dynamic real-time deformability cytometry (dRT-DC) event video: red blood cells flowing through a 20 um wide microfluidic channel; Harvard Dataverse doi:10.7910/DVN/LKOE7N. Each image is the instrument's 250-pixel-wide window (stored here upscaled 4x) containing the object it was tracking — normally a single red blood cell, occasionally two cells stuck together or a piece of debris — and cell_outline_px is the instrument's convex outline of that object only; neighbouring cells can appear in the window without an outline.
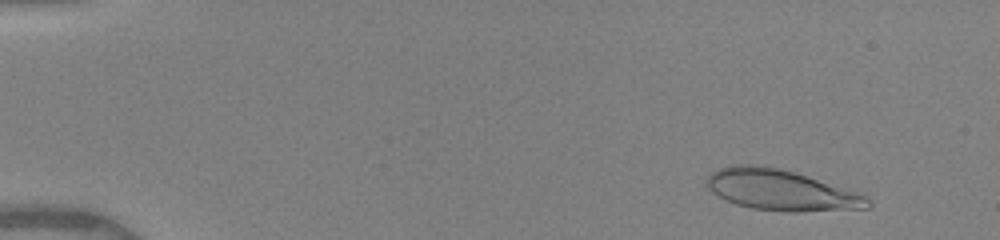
{"species": "human", "species_latin": "Homo sapiens", "temperature_condition": "warm", "stored_images_in_passage": 37, "camera_frame_rate_fps": 3000, "um_per_image_px": 0.085, "donor": {"sex": "female"}, "frame": {"image": 1, "passage_image": 5, "time_ms": 1.333, "image_size_px": [1000, 240], "cell_outline_px": [[872, 208], [796, 212], [792, 212], [752, 208], [736, 204], [712, 192], [704, 184], [704, 180], [712, 172], [720, 168], [732, 164], [756, 164], [780, 168], [860, 192], [872, 204]], "centroid_in_image_um": [66.38, 16.15], "position_along_channel_um": 18.6, "area_um2": 38.32}}
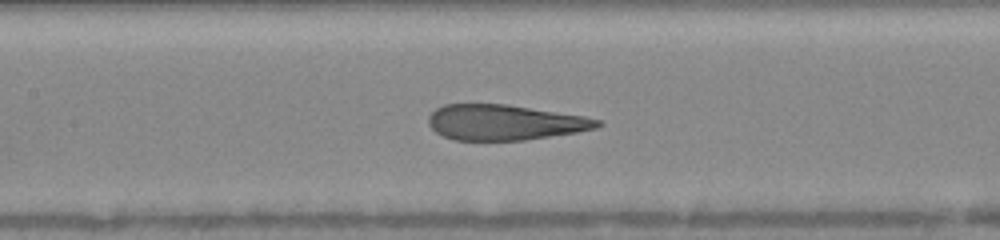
{"frame": {"image": 2, "passage_image": 24, "time_ms": 8.0, "image_size_px": [1000, 240], "cell_outline_px": [[604, 124], [596, 128], [576, 132], [524, 140], [456, 140], [444, 136], [436, 132], [428, 124], [428, 116], [436, 108], [444, 104], [504, 104], [584, 116], [600, 120]], "centroid_in_image_um": [42.88, 10.4], "position_along_channel_um": 164.5, "area_um2": 34.62}}
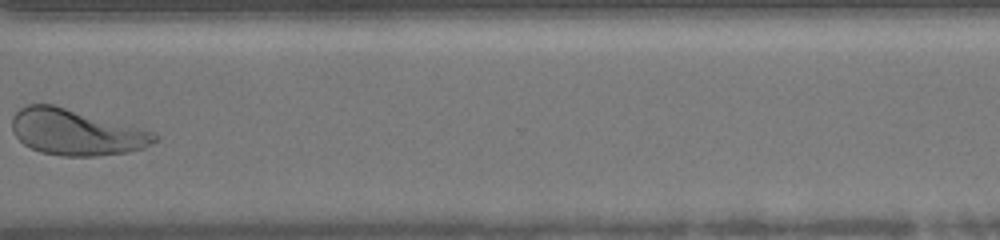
{"frame": {"image": 3, "passage_image": 35, "time_ms": 13.0, "image_size_px": [1000, 240], "cell_outline_px": [[160, 140], [144, 148], [128, 152], [96, 156], [60, 156], [40, 152], [24, 144], [16, 136], [12, 128], [12, 116], [20, 108], [28, 104], [52, 104], [156, 132], [160, 136]], "centroid_in_image_um": [6.5, 11.25], "position_along_channel_um": 364.1, "area_um2": 38.26}, "authors_computed_cell_mechanics": {"area_um2": 36.9342, "velocity_mm_per_s": 3.9972, "shape_relaxation_time_tau1_ms": 6.049, "shape_relaxation_time_tau2_ms": 0.9211, "deformation_change_tau1": 0.2405, "deformation_change_tau2": 0.0926}}